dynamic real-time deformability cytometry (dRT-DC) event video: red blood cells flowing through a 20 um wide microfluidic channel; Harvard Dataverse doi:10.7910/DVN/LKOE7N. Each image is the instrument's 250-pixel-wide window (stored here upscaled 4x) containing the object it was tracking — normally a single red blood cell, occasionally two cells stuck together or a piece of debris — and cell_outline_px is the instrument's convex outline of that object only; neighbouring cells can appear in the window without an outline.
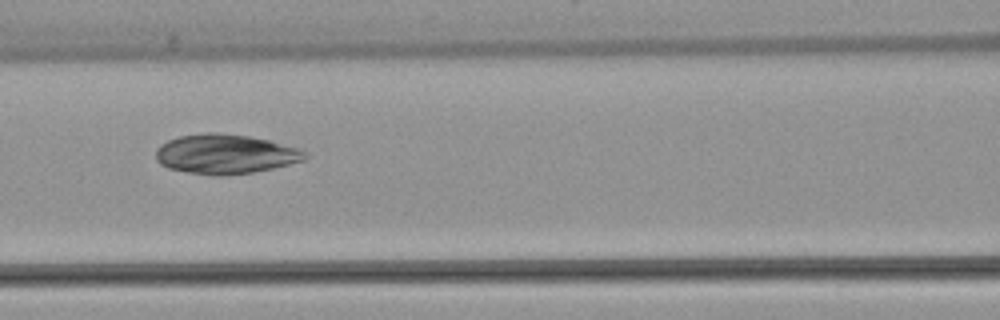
{"species": "common noctule bat (a hibernating species)", "species_latin": "Nyctalus noctula", "temperature_condition": "warm", "stored_images_in_passage": 5, "camera_frame_rate_fps": 3000, "um_per_image_px": 0.085, "animal": {"sex": "female", "body_mass_g": 22.7, "forearm_length_mm": 54.2}, "frame": {"image": 1, "passage_image": 3, "time_ms": 2.333, "image_size_px": [1000, 320], "cell_outline_px": [[308, 156], [304, 160], [272, 168], [252, 172], [220, 176], [212, 176], [188, 172], [168, 168], [160, 164], [156, 160], [156, 148], [160, 144], [168, 140], [180, 136], [204, 132], [216, 132], [248, 136], [268, 140], [300, 148], [308, 152]], "centroid_in_image_um": [19.14, 13.09], "position_along_channel_um": 147.5, "area_um2": 34.51}}
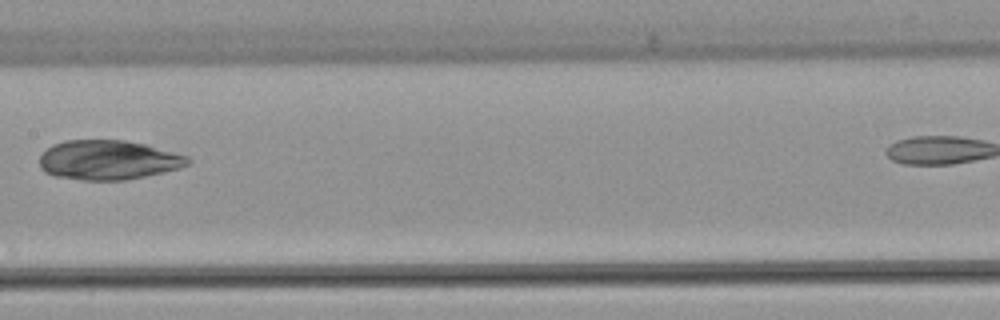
{"frame": {"image": 2, "passage_image": 4, "time_ms": 3.667, "image_size_px": [1000, 320], "cell_outline_px": [[192, 160], [188, 164], [180, 168], [164, 172], [124, 180], [80, 180], [52, 176], [44, 172], [40, 168], [40, 156], [52, 144], [64, 140], [124, 140], [144, 144], [188, 156]], "centroid_in_image_um": [9.17, 13.6], "position_along_channel_um": 198.2, "area_um2": 34.22}}